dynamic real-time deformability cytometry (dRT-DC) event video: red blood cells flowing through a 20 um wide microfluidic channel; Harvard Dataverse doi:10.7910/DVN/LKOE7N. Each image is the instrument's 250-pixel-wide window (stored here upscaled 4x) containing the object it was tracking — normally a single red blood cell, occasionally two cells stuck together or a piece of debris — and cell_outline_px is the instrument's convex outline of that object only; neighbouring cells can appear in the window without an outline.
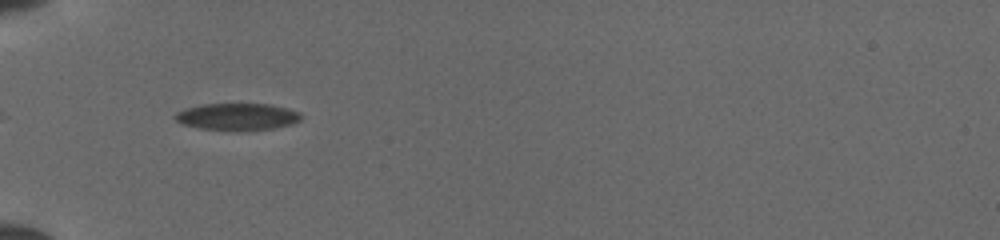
{"species": "common noctule bat (a hibernating species)", "species_latin": "Nyctalus noctula", "temperature_condition": "cold", "stored_images_in_passage": 37, "camera_frame_rate_fps": 3000, "um_per_image_px": 0.085, "animal": {"sex": "female", "body_mass_g": 19.5, "forearm_length_mm": 54.1}, "frame": {"image": 1, "passage_image": 4, "time_ms": 1.0, "image_size_px": [1000, 240], "cell_outline_px": [[300, 120], [288, 124], [272, 128], [200, 128], [184, 124], [176, 120], [172, 116], [176, 112], [184, 108], [200, 104], [272, 104], [288, 108], [300, 112]], "centroid_in_image_um": [20.12, 9.86], "position_along_channel_um": 64.9, "area_um2": 18.96}}
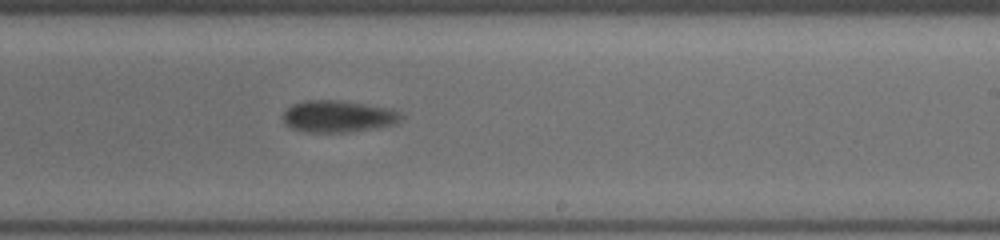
{"frame": {"image": 2, "passage_image": 19, "time_ms": 6.0, "image_size_px": [1000, 240], "cell_outline_px": [[400, 120], [392, 124], [344, 132], [312, 132], [292, 128], [284, 120], [284, 112], [292, 104], [304, 100], [340, 100], [364, 104], [384, 108], [396, 112], [400, 116]], "centroid_in_image_um": [28.64, 9.87], "position_along_channel_um": 260.4, "area_um2": 20.98}}
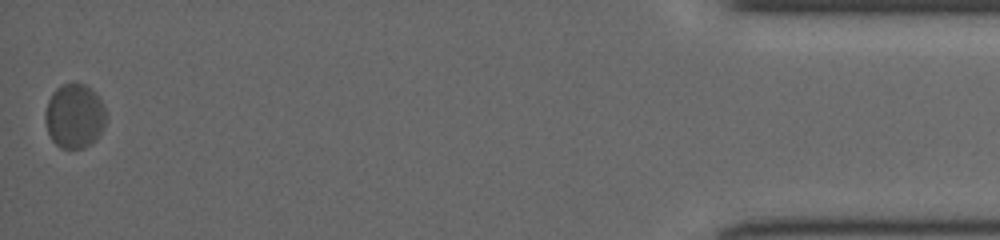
{"frame": {"image": 3, "passage_image": 37, "time_ms": 12.0, "image_size_px": [1000, 240], "cell_outline_px": [[104, 128], [96, 140], [80, 148], [60, 148], [52, 140], [48, 132], [44, 120], [44, 112], [48, 100], [52, 92], [60, 84], [84, 84], [92, 88], [100, 100], [104, 108]], "centroid_in_image_um": [6.29, 9.85], "position_along_channel_um": 428.9, "area_um2": 22.77}}